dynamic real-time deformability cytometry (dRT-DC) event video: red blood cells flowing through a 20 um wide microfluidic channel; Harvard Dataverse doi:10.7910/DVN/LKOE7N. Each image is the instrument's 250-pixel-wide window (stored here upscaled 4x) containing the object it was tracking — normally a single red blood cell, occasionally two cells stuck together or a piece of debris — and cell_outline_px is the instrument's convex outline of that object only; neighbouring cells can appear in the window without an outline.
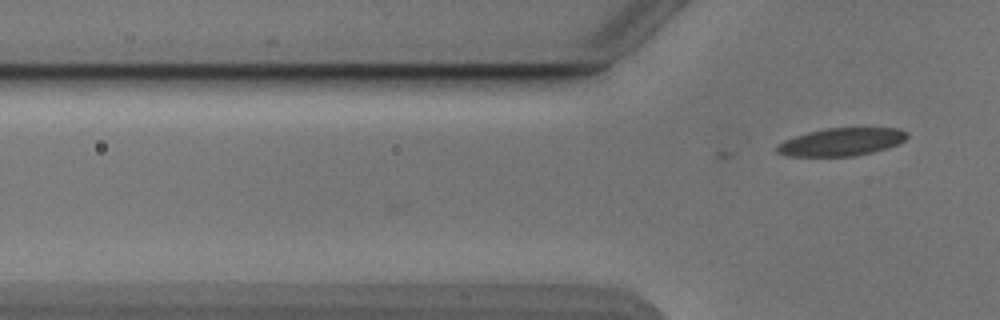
{"species": "Egyptian fruit bat (a non-hibernating species)", "species_latin": "Rousettus aegyptiacus", "temperature_condition": "cold", "stored_images_in_passage": 2, "camera_frame_rate_fps": 3000, "um_per_image_px": 0.085, "animal": {"sex": "male"}, "frame": {"image": 1, "passage_image": 2, "time_ms": 0.333, "image_size_px": [1000, 320], "cell_outline_px": [[908, 136], [904, 140], [888, 148], [872, 152], [852, 156], [784, 156], [776, 152], [776, 144], [784, 140], [808, 132], [824, 128], [896, 128], [908, 132]], "centroid_in_image_um": [71.48, 12.06], "position_along_channel_um": 54.3, "area_um2": 21.1}}